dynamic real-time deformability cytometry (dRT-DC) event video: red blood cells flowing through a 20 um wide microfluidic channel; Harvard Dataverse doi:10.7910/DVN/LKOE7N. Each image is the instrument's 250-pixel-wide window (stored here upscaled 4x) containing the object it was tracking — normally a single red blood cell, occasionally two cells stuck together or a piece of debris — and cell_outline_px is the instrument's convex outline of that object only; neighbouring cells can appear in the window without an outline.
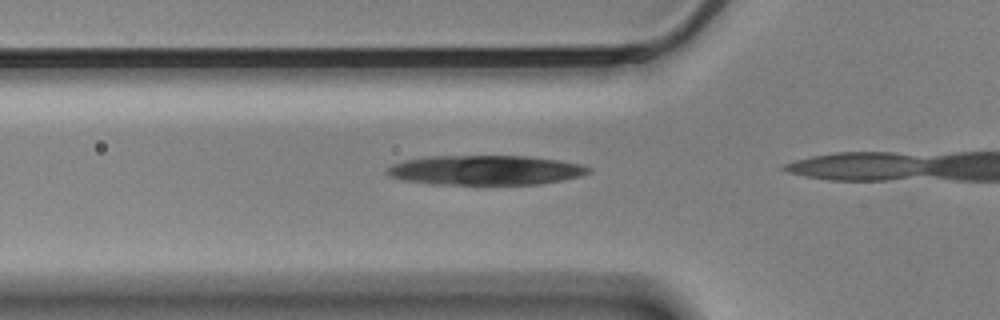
{"species": "Egyptian fruit bat (a non-hibernating species)", "species_latin": "Rousettus aegyptiacus", "temperature_condition": "cold", "stored_images_in_passage": 4, "camera_frame_rate_fps": 3000, "um_per_image_px": 0.085, "animal": {"sex": "male"}, "frame": {"image": 1, "passage_image": 2, "time_ms": 0.333, "image_size_px": [1000, 320], "cell_outline_px": [[592, 172], [580, 176], [540, 184], [428, 184], [400, 180], [388, 176], [384, 172], [392, 164], [404, 160], [432, 156], [528, 156], [560, 160], [584, 164], [592, 168]], "centroid_in_image_um": [41.25, 14.46], "position_along_channel_um": 84.5, "area_um2": 35.14}}